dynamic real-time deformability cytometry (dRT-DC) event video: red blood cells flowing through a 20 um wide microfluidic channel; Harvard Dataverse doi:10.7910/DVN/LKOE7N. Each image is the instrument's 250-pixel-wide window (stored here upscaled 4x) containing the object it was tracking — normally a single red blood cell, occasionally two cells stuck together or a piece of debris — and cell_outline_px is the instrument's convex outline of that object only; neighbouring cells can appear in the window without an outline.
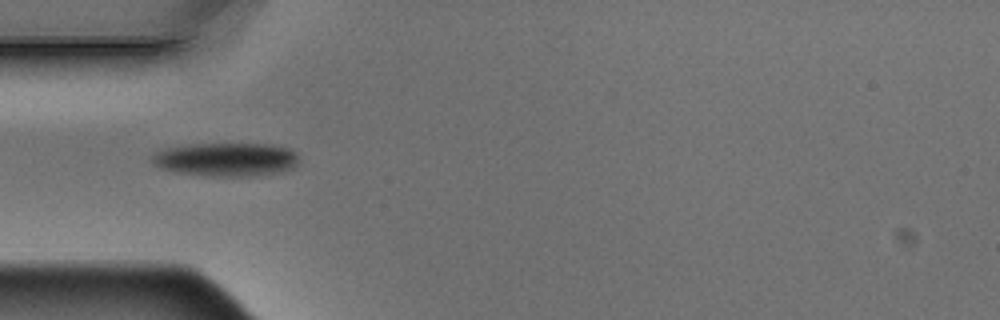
{"species": "Egyptian fruit bat (a non-hibernating species)", "species_latin": "Rousettus aegyptiacus", "temperature_condition": "warm", "stored_images_in_passage": 5, "camera_frame_rate_fps": 3000, "um_per_image_px": 0.085, "animal": {"sex": "male"}, "frame": {"image": 1, "passage_image": 5, "time_ms": 1.333, "image_size_px": [1000, 320], "cell_outline_px": [[300, 164], [292, 168], [280, 172], [252, 176], [208, 176], [176, 172], [160, 168], [152, 164], [148, 156], [164, 148], [184, 144], [272, 144], [288, 148], [296, 152], [300, 160]], "centroid_in_image_um": [19.2, 13.55], "position_along_channel_um": 65.8, "area_um2": 29.3}}